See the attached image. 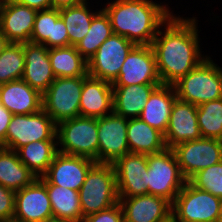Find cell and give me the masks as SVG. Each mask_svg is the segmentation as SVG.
<instances>
[{"label":"cell","instance_id":"f1b7e54d","mask_svg":"<svg viewBox=\"0 0 222 222\" xmlns=\"http://www.w3.org/2000/svg\"><path fill=\"white\" fill-rule=\"evenodd\" d=\"M45 185L52 206L53 219L66 222H82L84 217L79 192L53 184Z\"/></svg>","mask_w":222,"mask_h":222},{"label":"cell","instance_id":"7402d4cb","mask_svg":"<svg viewBox=\"0 0 222 222\" xmlns=\"http://www.w3.org/2000/svg\"><path fill=\"white\" fill-rule=\"evenodd\" d=\"M0 103L13 115L33 114L42 109V94L23 79L0 85Z\"/></svg>","mask_w":222,"mask_h":222},{"label":"cell","instance_id":"4fadbf2b","mask_svg":"<svg viewBox=\"0 0 222 222\" xmlns=\"http://www.w3.org/2000/svg\"><path fill=\"white\" fill-rule=\"evenodd\" d=\"M119 197L148 194L147 154L128 153L112 163Z\"/></svg>","mask_w":222,"mask_h":222},{"label":"cell","instance_id":"f35d334b","mask_svg":"<svg viewBox=\"0 0 222 222\" xmlns=\"http://www.w3.org/2000/svg\"><path fill=\"white\" fill-rule=\"evenodd\" d=\"M18 4L28 6L37 11L51 8V0H13Z\"/></svg>","mask_w":222,"mask_h":222},{"label":"cell","instance_id":"7a4b0ae2","mask_svg":"<svg viewBox=\"0 0 222 222\" xmlns=\"http://www.w3.org/2000/svg\"><path fill=\"white\" fill-rule=\"evenodd\" d=\"M105 5L102 9L110 19L113 33L135 45H151L160 27L173 14L167 4L153 0H113Z\"/></svg>","mask_w":222,"mask_h":222},{"label":"cell","instance_id":"484cf974","mask_svg":"<svg viewBox=\"0 0 222 222\" xmlns=\"http://www.w3.org/2000/svg\"><path fill=\"white\" fill-rule=\"evenodd\" d=\"M127 141L130 153L148 155L166 148L164 135L140 118L128 119Z\"/></svg>","mask_w":222,"mask_h":222},{"label":"cell","instance_id":"9a60e30c","mask_svg":"<svg viewBox=\"0 0 222 222\" xmlns=\"http://www.w3.org/2000/svg\"><path fill=\"white\" fill-rule=\"evenodd\" d=\"M95 163L85 157L58 152L47 172L39 179L44 184H53L79 191L87 172Z\"/></svg>","mask_w":222,"mask_h":222},{"label":"cell","instance_id":"9c48e42d","mask_svg":"<svg viewBox=\"0 0 222 222\" xmlns=\"http://www.w3.org/2000/svg\"><path fill=\"white\" fill-rule=\"evenodd\" d=\"M57 124L43 110L13 115L6 132V149L18 148L41 140H57Z\"/></svg>","mask_w":222,"mask_h":222},{"label":"cell","instance_id":"ac0fdd59","mask_svg":"<svg viewBox=\"0 0 222 222\" xmlns=\"http://www.w3.org/2000/svg\"><path fill=\"white\" fill-rule=\"evenodd\" d=\"M202 138L197 121V105L176 98L164 134L166 148Z\"/></svg>","mask_w":222,"mask_h":222},{"label":"cell","instance_id":"e575fe53","mask_svg":"<svg viewBox=\"0 0 222 222\" xmlns=\"http://www.w3.org/2000/svg\"><path fill=\"white\" fill-rule=\"evenodd\" d=\"M188 181L196 188L222 199V161L198 171Z\"/></svg>","mask_w":222,"mask_h":222},{"label":"cell","instance_id":"836d02e7","mask_svg":"<svg viewBox=\"0 0 222 222\" xmlns=\"http://www.w3.org/2000/svg\"><path fill=\"white\" fill-rule=\"evenodd\" d=\"M24 60V43H9L0 54V85L22 79Z\"/></svg>","mask_w":222,"mask_h":222},{"label":"cell","instance_id":"ffe728a7","mask_svg":"<svg viewBox=\"0 0 222 222\" xmlns=\"http://www.w3.org/2000/svg\"><path fill=\"white\" fill-rule=\"evenodd\" d=\"M25 66L22 79L33 89L43 94L56 79L49 49L43 44L24 43Z\"/></svg>","mask_w":222,"mask_h":222},{"label":"cell","instance_id":"f546056e","mask_svg":"<svg viewBox=\"0 0 222 222\" xmlns=\"http://www.w3.org/2000/svg\"><path fill=\"white\" fill-rule=\"evenodd\" d=\"M49 58L56 78L88 76L87 60L75 46L50 48Z\"/></svg>","mask_w":222,"mask_h":222},{"label":"cell","instance_id":"8992f818","mask_svg":"<svg viewBox=\"0 0 222 222\" xmlns=\"http://www.w3.org/2000/svg\"><path fill=\"white\" fill-rule=\"evenodd\" d=\"M147 162L148 194L161 196L173 203L187 180L181 173L172 148L148 154Z\"/></svg>","mask_w":222,"mask_h":222},{"label":"cell","instance_id":"d6a6232c","mask_svg":"<svg viewBox=\"0 0 222 222\" xmlns=\"http://www.w3.org/2000/svg\"><path fill=\"white\" fill-rule=\"evenodd\" d=\"M197 121L202 138L222 140V98L198 105Z\"/></svg>","mask_w":222,"mask_h":222},{"label":"cell","instance_id":"f6af8a7d","mask_svg":"<svg viewBox=\"0 0 222 222\" xmlns=\"http://www.w3.org/2000/svg\"><path fill=\"white\" fill-rule=\"evenodd\" d=\"M2 3H3V0H0V8H1V6H2Z\"/></svg>","mask_w":222,"mask_h":222},{"label":"cell","instance_id":"ab89813d","mask_svg":"<svg viewBox=\"0 0 222 222\" xmlns=\"http://www.w3.org/2000/svg\"><path fill=\"white\" fill-rule=\"evenodd\" d=\"M84 1L85 0H51V8L60 10L63 8L80 5Z\"/></svg>","mask_w":222,"mask_h":222},{"label":"cell","instance_id":"30bf717a","mask_svg":"<svg viewBox=\"0 0 222 222\" xmlns=\"http://www.w3.org/2000/svg\"><path fill=\"white\" fill-rule=\"evenodd\" d=\"M172 150L187 181L198 171L222 161V140L216 138L181 142Z\"/></svg>","mask_w":222,"mask_h":222},{"label":"cell","instance_id":"74e56055","mask_svg":"<svg viewBox=\"0 0 222 222\" xmlns=\"http://www.w3.org/2000/svg\"><path fill=\"white\" fill-rule=\"evenodd\" d=\"M13 114L0 103V147L6 148V132Z\"/></svg>","mask_w":222,"mask_h":222},{"label":"cell","instance_id":"3957f363","mask_svg":"<svg viewBox=\"0 0 222 222\" xmlns=\"http://www.w3.org/2000/svg\"><path fill=\"white\" fill-rule=\"evenodd\" d=\"M79 192L83 217L119 203L117 181L112 163H95L87 172Z\"/></svg>","mask_w":222,"mask_h":222},{"label":"cell","instance_id":"d590c367","mask_svg":"<svg viewBox=\"0 0 222 222\" xmlns=\"http://www.w3.org/2000/svg\"><path fill=\"white\" fill-rule=\"evenodd\" d=\"M82 222H124L123 210L120 203H117L108 209L84 217Z\"/></svg>","mask_w":222,"mask_h":222},{"label":"cell","instance_id":"277c9868","mask_svg":"<svg viewBox=\"0 0 222 222\" xmlns=\"http://www.w3.org/2000/svg\"><path fill=\"white\" fill-rule=\"evenodd\" d=\"M173 87L177 98L197 106L222 98V68L208 56Z\"/></svg>","mask_w":222,"mask_h":222},{"label":"cell","instance_id":"6da1fadb","mask_svg":"<svg viewBox=\"0 0 222 222\" xmlns=\"http://www.w3.org/2000/svg\"><path fill=\"white\" fill-rule=\"evenodd\" d=\"M175 16L160 27L151 44L161 83L167 85L176 83L208 57L201 53L196 17Z\"/></svg>","mask_w":222,"mask_h":222},{"label":"cell","instance_id":"ba28073f","mask_svg":"<svg viewBox=\"0 0 222 222\" xmlns=\"http://www.w3.org/2000/svg\"><path fill=\"white\" fill-rule=\"evenodd\" d=\"M221 198L186 181L172 203L174 222H217Z\"/></svg>","mask_w":222,"mask_h":222},{"label":"cell","instance_id":"1f68e13d","mask_svg":"<svg viewBox=\"0 0 222 222\" xmlns=\"http://www.w3.org/2000/svg\"><path fill=\"white\" fill-rule=\"evenodd\" d=\"M112 34L110 19L101 8L93 17L86 36L75 45L76 50L88 61Z\"/></svg>","mask_w":222,"mask_h":222},{"label":"cell","instance_id":"cb8c5ba5","mask_svg":"<svg viewBox=\"0 0 222 222\" xmlns=\"http://www.w3.org/2000/svg\"><path fill=\"white\" fill-rule=\"evenodd\" d=\"M176 98L173 85L161 84L157 86L150 94L139 118L164 135Z\"/></svg>","mask_w":222,"mask_h":222},{"label":"cell","instance_id":"8d00e7d4","mask_svg":"<svg viewBox=\"0 0 222 222\" xmlns=\"http://www.w3.org/2000/svg\"><path fill=\"white\" fill-rule=\"evenodd\" d=\"M14 202L15 191L0 185V220L13 218Z\"/></svg>","mask_w":222,"mask_h":222},{"label":"cell","instance_id":"d6986e66","mask_svg":"<svg viewBox=\"0 0 222 222\" xmlns=\"http://www.w3.org/2000/svg\"><path fill=\"white\" fill-rule=\"evenodd\" d=\"M37 10L3 0L0 8V29L10 43L30 42Z\"/></svg>","mask_w":222,"mask_h":222},{"label":"cell","instance_id":"e0dca14e","mask_svg":"<svg viewBox=\"0 0 222 222\" xmlns=\"http://www.w3.org/2000/svg\"><path fill=\"white\" fill-rule=\"evenodd\" d=\"M124 222H169L172 219V203L156 195L119 197Z\"/></svg>","mask_w":222,"mask_h":222},{"label":"cell","instance_id":"603a6c76","mask_svg":"<svg viewBox=\"0 0 222 222\" xmlns=\"http://www.w3.org/2000/svg\"><path fill=\"white\" fill-rule=\"evenodd\" d=\"M30 42L48 49L69 46V36L58 9L37 11Z\"/></svg>","mask_w":222,"mask_h":222},{"label":"cell","instance_id":"83f0119b","mask_svg":"<svg viewBox=\"0 0 222 222\" xmlns=\"http://www.w3.org/2000/svg\"><path fill=\"white\" fill-rule=\"evenodd\" d=\"M20 161L37 178L42 177L58 153L57 140H41L26 144L16 150Z\"/></svg>","mask_w":222,"mask_h":222},{"label":"cell","instance_id":"5bb4252c","mask_svg":"<svg viewBox=\"0 0 222 222\" xmlns=\"http://www.w3.org/2000/svg\"><path fill=\"white\" fill-rule=\"evenodd\" d=\"M127 124V118L114 112L98 118V163H113L130 153Z\"/></svg>","mask_w":222,"mask_h":222},{"label":"cell","instance_id":"d4e9b609","mask_svg":"<svg viewBox=\"0 0 222 222\" xmlns=\"http://www.w3.org/2000/svg\"><path fill=\"white\" fill-rule=\"evenodd\" d=\"M161 84L113 86V112L124 118H139L152 91Z\"/></svg>","mask_w":222,"mask_h":222},{"label":"cell","instance_id":"4316f807","mask_svg":"<svg viewBox=\"0 0 222 222\" xmlns=\"http://www.w3.org/2000/svg\"><path fill=\"white\" fill-rule=\"evenodd\" d=\"M36 179L37 176L20 161L16 151L0 147V185L16 192Z\"/></svg>","mask_w":222,"mask_h":222},{"label":"cell","instance_id":"8fae6325","mask_svg":"<svg viewBox=\"0 0 222 222\" xmlns=\"http://www.w3.org/2000/svg\"><path fill=\"white\" fill-rule=\"evenodd\" d=\"M134 46L135 44L124 36L113 33L87 61L88 75L113 84L126 56Z\"/></svg>","mask_w":222,"mask_h":222},{"label":"cell","instance_id":"5b68a950","mask_svg":"<svg viewBox=\"0 0 222 222\" xmlns=\"http://www.w3.org/2000/svg\"><path fill=\"white\" fill-rule=\"evenodd\" d=\"M56 136L58 152L98 163V118L78 116L64 120L57 124Z\"/></svg>","mask_w":222,"mask_h":222},{"label":"cell","instance_id":"4dcf8cb0","mask_svg":"<svg viewBox=\"0 0 222 222\" xmlns=\"http://www.w3.org/2000/svg\"><path fill=\"white\" fill-rule=\"evenodd\" d=\"M88 3L85 0L80 5L59 10L60 18L64 21L69 36V46H75L86 36L93 17L100 11L96 9L93 12L92 9H89Z\"/></svg>","mask_w":222,"mask_h":222},{"label":"cell","instance_id":"2e32d148","mask_svg":"<svg viewBox=\"0 0 222 222\" xmlns=\"http://www.w3.org/2000/svg\"><path fill=\"white\" fill-rule=\"evenodd\" d=\"M13 218L22 222H43L53 219L46 185L39 178L31 185L15 192Z\"/></svg>","mask_w":222,"mask_h":222},{"label":"cell","instance_id":"7bdbcfd3","mask_svg":"<svg viewBox=\"0 0 222 222\" xmlns=\"http://www.w3.org/2000/svg\"><path fill=\"white\" fill-rule=\"evenodd\" d=\"M0 222H22V221L12 218V219H8V220H0Z\"/></svg>","mask_w":222,"mask_h":222},{"label":"cell","instance_id":"52a82bcc","mask_svg":"<svg viewBox=\"0 0 222 222\" xmlns=\"http://www.w3.org/2000/svg\"><path fill=\"white\" fill-rule=\"evenodd\" d=\"M82 77H58L42 94V109L58 124L80 116Z\"/></svg>","mask_w":222,"mask_h":222},{"label":"cell","instance_id":"60d3db41","mask_svg":"<svg viewBox=\"0 0 222 222\" xmlns=\"http://www.w3.org/2000/svg\"><path fill=\"white\" fill-rule=\"evenodd\" d=\"M9 43V40L6 38V36L2 33L0 29V54L5 50Z\"/></svg>","mask_w":222,"mask_h":222},{"label":"cell","instance_id":"b9f144b4","mask_svg":"<svg viewBox=\"0 0 222 222\" xmlns=\"http://www.w3.org/2000/svg\"><path fill=\"white\" fill-rule=\"evenodd\" d=\"M217 222H222V200H221V203H220L219 217H218Z\"/></svg>","mask_w":222,"mask_h":222},{"label":"cell","instance_id":"7c38bea8","mask_svg":"<svg viewBox=\"0 0 222 222\" xmlns=\"http://www.w3.org/2000/svg\"><path fill=\"white\" fill-rule=\"evenodd\" d=\"M162 84L151 45H135L126 56L112 86Z\"/></svg>","mask_w":222,"mask_h":222},{"label":"cell","instance_id":"ee69618b","mask_svg":"<svg viewBox=\"0 0 222 222\" xmlns=\"http://www.w3.org/2000/svg\"><path fill=\"white\" fill-rule=\"evenodd\" d=\"M43 222H66V221L57 220V219H51V220L43 221Z\"/></svg>","mask_w":222,"mask_h":222},{"label":"cell","instance_id":"44dd1931","mask_svg":"<svg viewBox=\"0 0 222 222\" xmlns=\"http://www.w3.org/2000/svg\"><path fill=\"white\" fill-rule=\"evenodd\" d=\"M113 112V86L107 81L87 76L83 80L80 116L99 118Z\"/></svg>","mask_w":222,"mask_h":222}]
</instances>
